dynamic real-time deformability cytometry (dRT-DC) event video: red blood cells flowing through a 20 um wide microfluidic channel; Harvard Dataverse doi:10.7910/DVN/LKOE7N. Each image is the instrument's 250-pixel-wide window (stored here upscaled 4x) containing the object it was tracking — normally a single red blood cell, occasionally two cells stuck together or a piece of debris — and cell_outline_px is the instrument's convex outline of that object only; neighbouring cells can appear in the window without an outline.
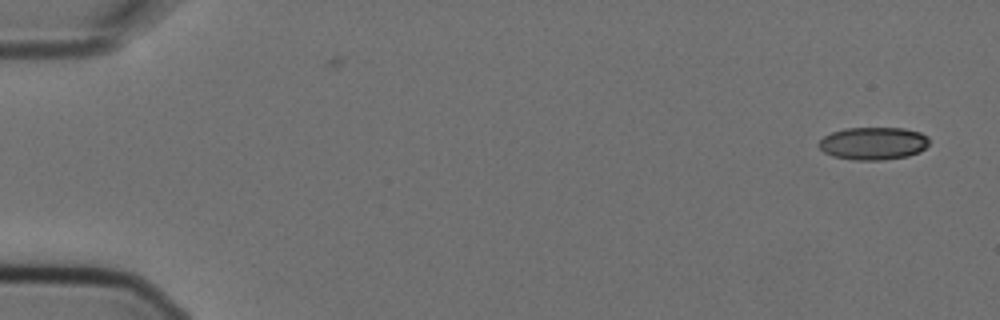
{"species": "Egyptian fruit bat (a non-hibernating species)", "species_latin": "Rousettus aegyptiacus", "temperature_condition": "cold", "stored_images_in_passage": 5, "camera_frame_rate_fps": 3000, "um_per_image_px": 0.085, "animal": {"sex": "female"}, "frame": {"image": 1, "passage_image": 1, "time_ms": 0.0, "image_size_px": [1000, 320], "cell_outline_px": [[928, 144], [920, 152], [908, 156], [884, 160], [852, 160], [832, 156], [824, 152], [816, 144], [824, 136], [832, 132], [844, 128], [904, 128], [920, 132], [928, 136]], "centroid_in_image_um": [74.21, 12.19], "position_along_channel_um": 10.8, "area_um2": 21.21}}
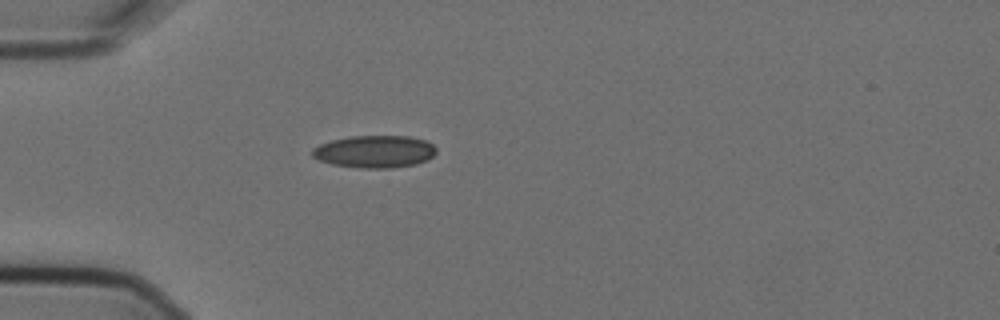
{"frame": {"image": 2, "passage_image": 5, "time_ms": 1.333, "image_size_px": [1000, 320], "cell_outline_px": [[436, 152], [428, 160], [416, 164], [392, 168], [360, 168], [332, 164], [320, 160], [312, 156], [312, 148], [320, 144], [332, 140], [352, 136], [408, 136], [424, 140], [432, 144], [436, 148]], "centroid_in_image_um": [31.85, 12.89], "position_along_channel_um": 53.1, "area_um2": 23.35}}